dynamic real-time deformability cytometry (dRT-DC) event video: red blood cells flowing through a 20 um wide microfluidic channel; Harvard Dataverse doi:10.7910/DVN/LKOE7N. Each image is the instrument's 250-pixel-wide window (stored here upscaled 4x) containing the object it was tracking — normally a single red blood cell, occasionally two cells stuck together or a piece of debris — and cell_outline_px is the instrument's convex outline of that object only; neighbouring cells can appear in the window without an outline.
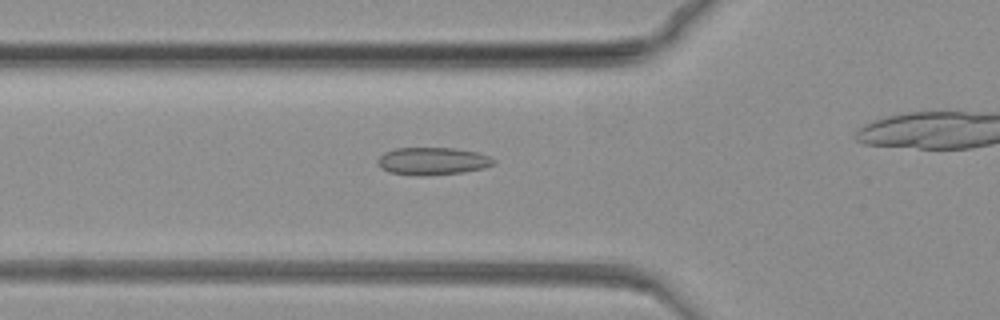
{"species": "common noctule bat (a hibernating species)", "species_latin": "Nyctalus noctula", "temperature_condition": "warm", "stored_images_in_passage": 49, "camera_frame_rate_fps": 3000, "um_per_image_px": 0.085, "animal": {"sex": "female", "body_mass_g": 19.3, "forearm_length_mm": 54.1}, "frame": {"image": 1, "passage_image": 12, "time_ms": 3.667, "image_size_px": [1000, 320], "cell_outline_px": [[492, 164], [484, 168], [464, 172], [424, 176], [388, 172], [380, 168], [376, 160], [384, 152], [396, 148], [456, 148], [476, 152], [488, 156], [492, 160]], "centroid_in_image_um": [36.7, 13.69], "position_along_channel_um": 89.1, "area_um2": 18.5}}
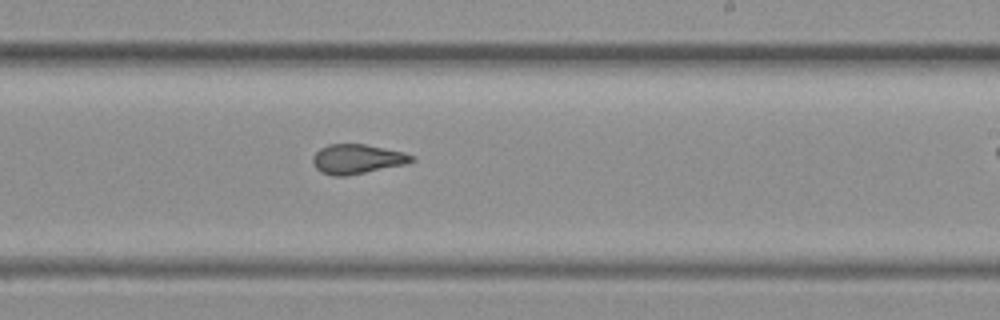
{"frame": {"image": 2, "passage_image": 32, "time_ms": 10.333, "image_size_px": [1000, 320], "cell_outline_px": [[416, 160], [404, 164], [344, 176], [332, 176], [320, 172], [312, 164], [312, 156], [320, 148], [328, 144], [364, 144], [404, 152], [416, 156]], "centroid_in_image_um": [30.33, 13.51], "position_along_channel_um": 258.7, "area_um2": 16.99}}
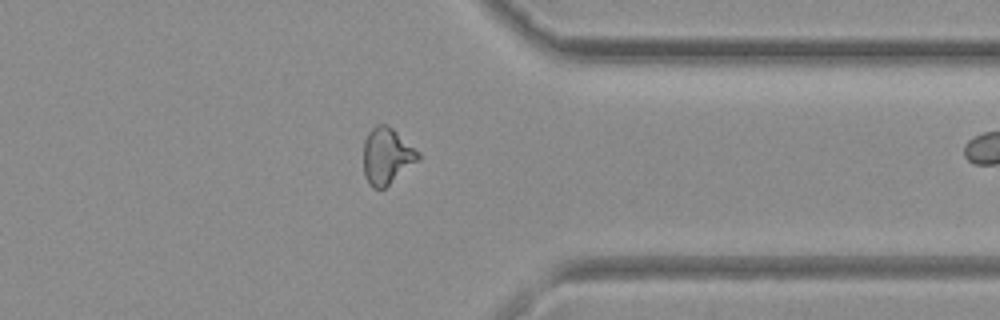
{"frame": {"image": 3, "passage_image": 47, "time_ms": 15.333, "image_size_px": [1000, 320], "cell_outline_px": [[420, 160], [384, 188], [372, 188], [368, 184], [364, 176], [364, 140], [368, 132], [376, 124], [384, 124], [392, 128], [420, 152]], "centroid_in_image_um": [32.88, 13.27], "position_along_channel_um": 378.5, "area_um2": 18.03}}